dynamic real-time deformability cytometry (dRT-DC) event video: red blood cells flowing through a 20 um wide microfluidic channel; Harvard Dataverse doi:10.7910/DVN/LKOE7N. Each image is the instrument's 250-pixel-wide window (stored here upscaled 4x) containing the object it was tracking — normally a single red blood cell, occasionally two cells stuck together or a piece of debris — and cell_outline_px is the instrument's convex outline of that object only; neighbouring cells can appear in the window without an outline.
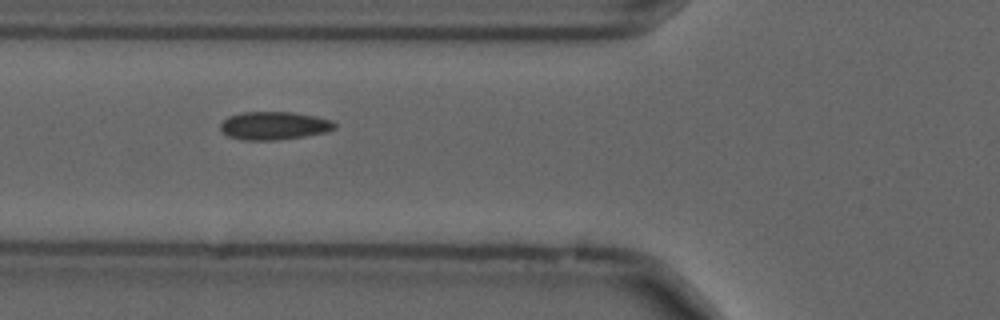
{"species": "common noctule bat (a hibernating species)", "species_latin": "Nyctalus noctula", "temperature_condition": "cold", "stored_images_in_passage": 40, "camera_frame_rate_fps": 3000, "um_per_image_px": 0.085, "animal": {"sex": "male", "forearm_length_mm": 52.5}, "frame": {"image": 1, "passage_image": 18, "time_ms": 5.667, "image_size_px": [1000, 320], "cell_outline_px": [[336, 128], [324, 132], [304, 136], [280, 140], [240, 140], [228, 136], [220, 128], [220, 124], [228, 116], [240, 112], [292, 112], [316, 116], [332, 120], [336, 124]], "centroid_in_image_um": [23.28, 10.68], "position_along_channel_um": 102.5, "area_um2": 18.79}}
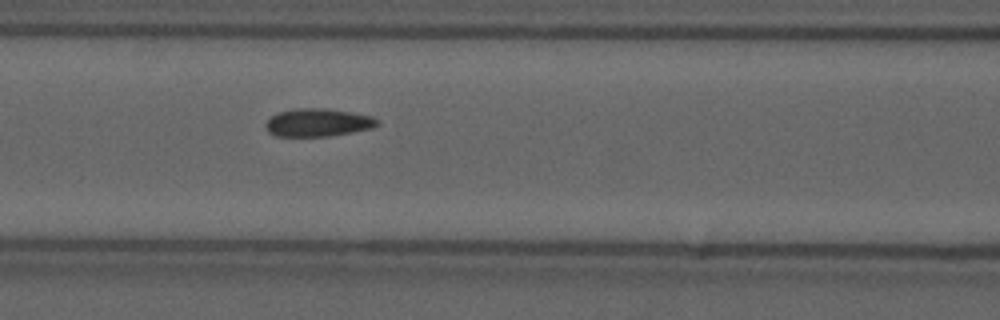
{"frame": {"image": 2, "passage_image": 21, "time_ms": 6.667, "image_size_px": [1000, 320], "cell_outline_px": [[380, 124], [372, 128], [328, 136], [276, 136], [268, 132], [264, 124], [272, 116], [280, 112], [296, 108], [328, 108], [372, 116], [380, 120]], "centroid_in_image_um": [27.04, 10.41], "position_along_channel_um": 139.6, "area_um2": 18.15}}
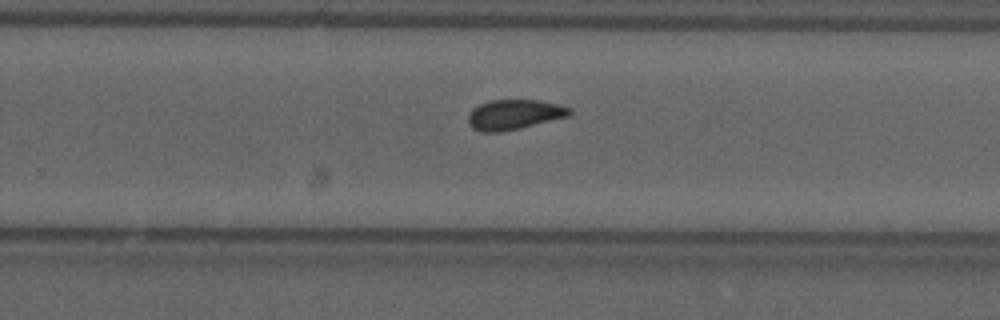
{"frame": {"image": 3, "passage_image": 33, "time_ms": 10.667, "image_size_px": [1000, 320], "cell_outline_px": [[572, 112], [568, 116], [520, 128], [500, 132], [480, 132], [472, 128], [468, 124], [468, 116], [472, 108], [488, 100], [536, 100], [556, 104], [572, 108]], "centroid_in_image_um": [43.66, 9.74], "position_along_channel_um": 286.1, "area_um2": 17.69}, "authors_computed_cell_mechanics": {"area_um2": 18.0625, "velocity_mm_per_s": 3.675, "shape_relaxation_time_tau1_ms": null, "shape_relaxation_time_tau2_ms": 1.673, "deformation_change_tau1": null, "deformation_change_tau2": 0.0601}}